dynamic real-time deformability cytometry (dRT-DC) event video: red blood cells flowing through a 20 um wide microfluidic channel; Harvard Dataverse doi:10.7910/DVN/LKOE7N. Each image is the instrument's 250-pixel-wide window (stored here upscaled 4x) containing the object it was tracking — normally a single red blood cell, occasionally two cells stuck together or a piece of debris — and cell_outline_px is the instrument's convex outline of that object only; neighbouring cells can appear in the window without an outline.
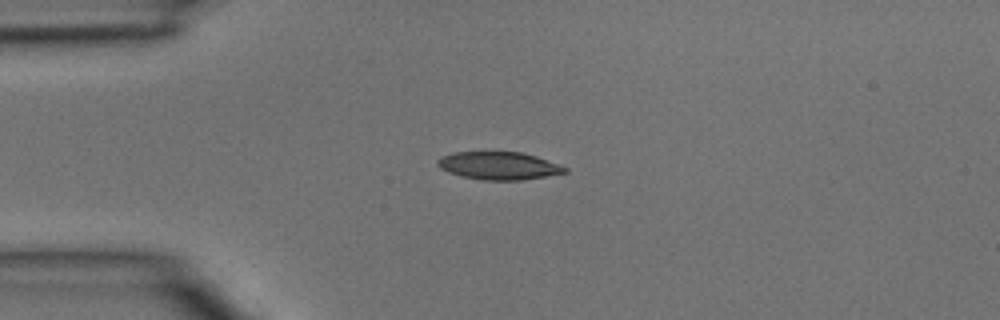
{"species": "common noctule bat (a hibernating species)", "species_latin": "Nyctalus noctula", "temperature_condition": "room temperature", "stored_images_in_passage": 1, "camera_frame_rate_fps": 3000, "um_per_image_px": 0.085, "animal": {"sex": "male", "body_mass_g": 15.6}, "frame": {"image": 1, "passage_image": 1, "time_ms": 0.0, "image_size_px": [1000, 320], "cell_outline_px": [[568, 172], [520, 180], [484, 180], [460, 176], [448, 172], [440, 168], [436, 164], [436, 160], [440, 156], [456, 152], [520, 152], [536, 156], [568, 168]], "centroid_in_image_um": [42.35, 14.08], "position_along_channel_um": 42.7, "area_um2": 20.52}}